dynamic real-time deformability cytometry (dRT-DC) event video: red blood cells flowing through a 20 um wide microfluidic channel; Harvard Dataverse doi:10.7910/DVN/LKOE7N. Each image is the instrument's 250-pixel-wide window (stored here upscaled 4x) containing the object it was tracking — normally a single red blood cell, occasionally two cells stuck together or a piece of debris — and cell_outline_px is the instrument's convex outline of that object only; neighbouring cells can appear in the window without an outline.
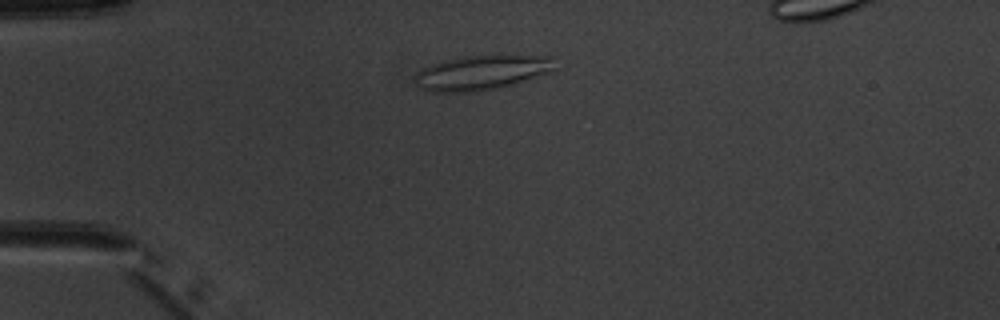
{"species": "common noctule bat (a hibernating species)", "species_latin": "Nyctalus noctula", "temperature_condition": "warm", "stored_images_in_passage": 2, "camera_frame_rate_fps": 3000, "um_per_image_px": 0.085, "animal": {"sex": "male", "body_mass_g": 20.1, "forearm_length_mm": 53.5}, "frame": {"image": 1, "passage_image": 1, "time_ms": 0.0, "image_size_px": [1000, 320], "cell_outline_px": [[556, 72], [516, 84], [468, 92], [428, 92], [420, 88], [416, 84], [416, 72], [420, 68], [444, 60], [464, 56], [556, 56]], "centroid_in_image_um": [41.02, 6.17], "position_along_channel_um": 44.0, "area_um2": 28.61}}